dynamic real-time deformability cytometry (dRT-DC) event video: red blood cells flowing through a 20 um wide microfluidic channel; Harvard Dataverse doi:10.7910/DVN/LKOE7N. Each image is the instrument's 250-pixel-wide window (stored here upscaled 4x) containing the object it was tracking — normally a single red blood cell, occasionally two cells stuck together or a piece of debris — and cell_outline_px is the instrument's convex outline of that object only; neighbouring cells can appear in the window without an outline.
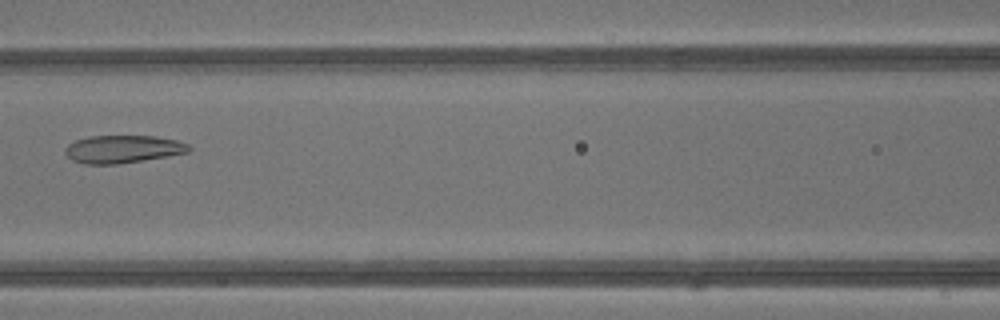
{"species": "common noctule bat (a hibernating species)", "species_latin": "Nyctalus noctula", "temperature_condition": "warm", "stored_images_in_passage": 39, "camera_frame_rate_fps": 3000, "um_per_image_px": 0.085, "animal": {"sex": "male", "body_mass_g": 13.3}, "frame": {"image": 1, "passage_image": 16, "time_ms": 5.0, "image_size_px": [1000, 320], "cell_outline_px": [[192, 148], [188, 152], [168, 156], [116, 164], [84, 164], [72, 160], [64, 152], [64, 148], [68, 144], [76, 140], [88, 136], [156, 136], [176, 140], [188, 144]], "centroid_in_image_um": [10.42, 12.67], "position_along_channel_um": 156.2, "area_um2": 20.0}}
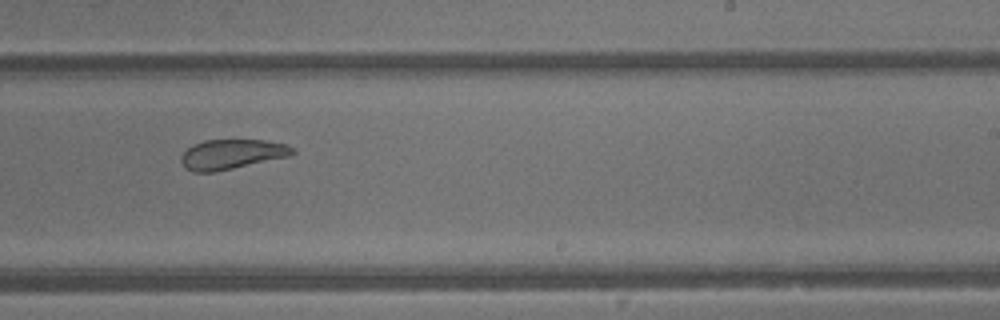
{"frame": {"image": 2, "passage_image": 23, "time_ms": 7.333, "image_size_px": [1000, 320], "cell_outline_px": [[296, 152], [292, 156], [216, 172], [192, 172], [184, 168], [180, 160], [180, 156], [192, 144], [204, 140], [264, 140], [288, 144], [296, 148]], "centroid_in_image_um": [19.73, 13.12], "position_along_channel_um": 269.3, "area_um2": 19.83}}
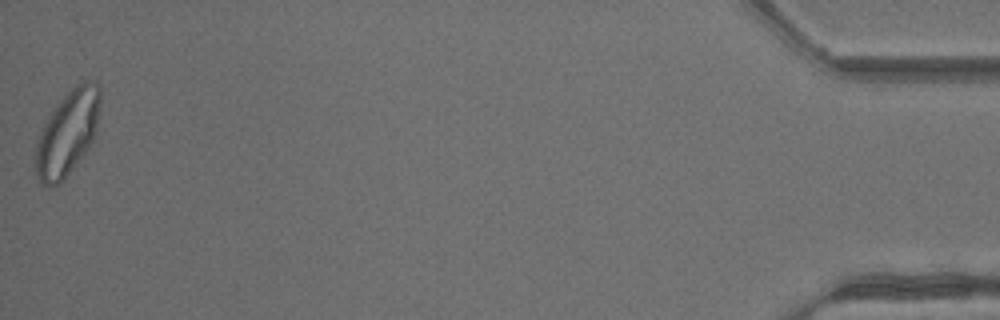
{"frame": {"image": 3, "passage_image": 39, "time_ms": 12.667, "image_size_px": [1000, 320], "cell_outline_px": [[100, 104], [96, 132], [88, 148], [60, 184], [56, 188], [48, 188], [40, 184], [36, 176], [36, 140], [44, 124], [56, 104], [76, 84], [84, 80], [96, 80], [100, 88]], "centroid_in_image_um": [5.73, 11.32], "position_along_channel_um": 429.5, "area_um2": 32.08}, "authors_computed_cell_mechanics": {"area_um2": 25.5476, "velocity_mm_per_s": 4.8666, "shape_relaxation_time_tau1_ms": null, "shape_relaxation_time_tau2_ms": 1.4203, "deformation_change_tau1": null, "deformation_change_tau2": 0.0848}}